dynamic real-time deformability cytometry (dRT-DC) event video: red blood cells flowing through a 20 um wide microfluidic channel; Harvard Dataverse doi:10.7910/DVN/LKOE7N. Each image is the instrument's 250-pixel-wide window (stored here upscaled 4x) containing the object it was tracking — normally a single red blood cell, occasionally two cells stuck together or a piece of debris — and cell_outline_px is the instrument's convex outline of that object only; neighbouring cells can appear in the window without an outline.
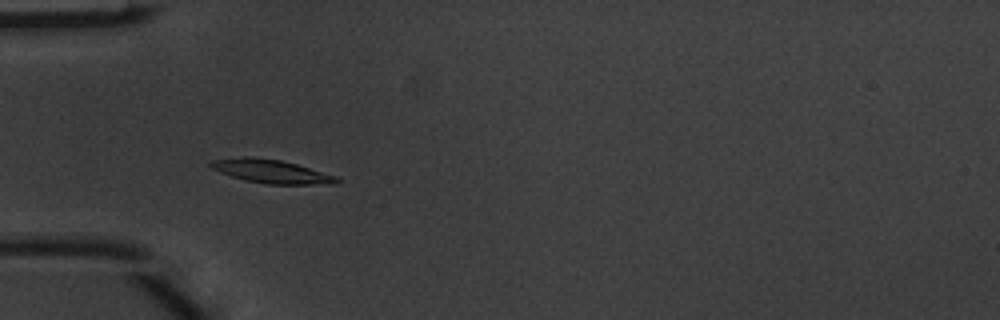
{"species": "common noctule bat (a hibernating species)", "species_latin": "Nyctalus noctula", "temperature_condition": "warm", "stored_images_in_passage": 6, "camera_frame_rate_fps": 3000, "um_per_image_px": 0.085, "animal": {"sex": "male", "body_mass_g": 20.1, "forearm_length_mm": 53.5}, "frame": {"image": 1, "passage_image": 5, "time_ms": 1.333, "image_size_px": [1000, 320], "cell_outline_px": [[340, 184], [264, 184], [244, 180], [220, 172], [212, 168], [208, 164], [212, 160], [244, 156], [248, 156], [280, 160], [296, 164], [336, 176], [340, 180]], "centroid_in_image_um": [23.06, 14.57], "position_along_channel_um": 61.9, "area_um2": 17.22}}
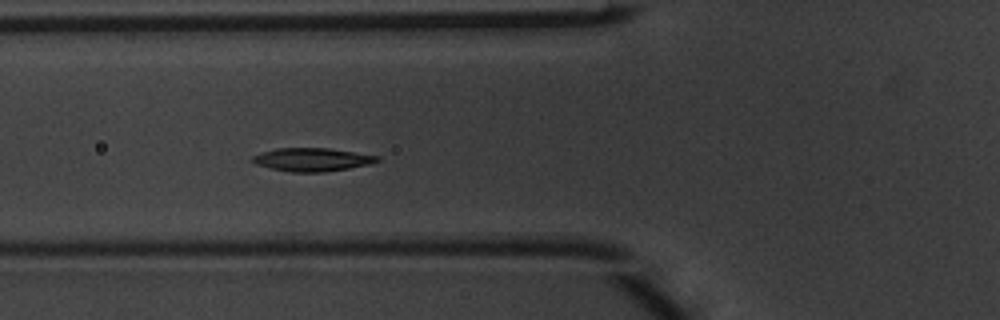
{"frame": {"image": 2, "passage_image": 6, "time_ms": 1.667, "image_size_px": [1000, 320], "cell_outline_px": [[380, 160], [368, 164], [348, 168], [324, 172], [292, 172], [272, 168], [256, 164], [252, 160], [252, 156], [260, 152], [276, 148], [328, 148], [380, 156]], "centroid_in_image_um": [26.51, 13.55], "position_along_channel_um": 99.3, "area_um2": 16.76}}